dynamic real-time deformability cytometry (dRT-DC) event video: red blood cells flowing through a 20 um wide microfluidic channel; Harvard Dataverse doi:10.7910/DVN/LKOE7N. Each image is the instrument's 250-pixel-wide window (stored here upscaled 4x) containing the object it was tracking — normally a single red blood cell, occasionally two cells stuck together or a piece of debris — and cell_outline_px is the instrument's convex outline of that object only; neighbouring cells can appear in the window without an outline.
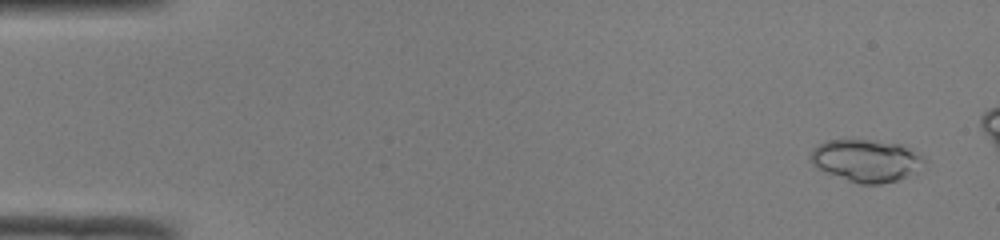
{"species": "common noctule bat (a hibernating species)", "species_latin": "Nyctalus noctula", "temperature_condition": "room temperature", "stored_images_in_passage": 46, "camera_frame_rate_fps": 3000, "um_per_image_px": 0.085, "animal": {"sex": "male", "body_mass_g": 19.0, "forearm_length_mm": 50.8}, "frame": {"image": 1, "passage_image": 3, "time_ms": 0.667, "image_size_px": [1000, 240], "cell_outline_px": [[928, 160], [916, 172], [896, 180], [880, 184], [860, 184], [848, 180], [816, 168], [812, 164], [808, 156], [812, 148], [828, 140], [876, 140], [900, 144], [912, 148], [920, 152]], "centroid_in_image_um": [73.66, 13.63], "position_along_channel_um": 11.3, "area_um2": 28.32}}
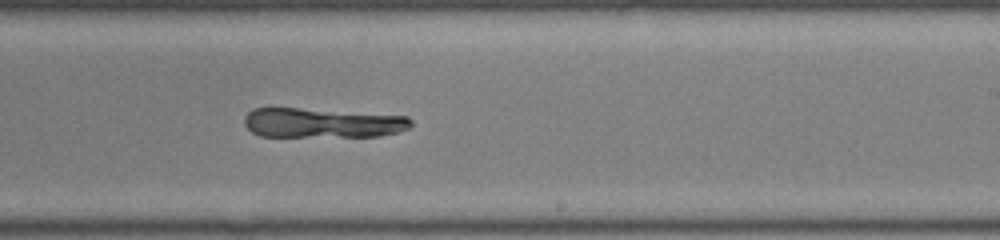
{"frame": {"image": 2, "passage_image": 31, "time_ms": 10.0, "image_size_px": [1000, 240], "cell_outline_px": [[412, 124], [408, 128], [400, 132], [380, 136], [260, 136], [252, 132], [244, 124], [244, 116], [252, 108], [300, 108], [408, 116], [412, 120]], "centroid_in_image_um": [27.39, 10.44], "position_along_channel_um": 261.6, "area_um2": 28.84}}
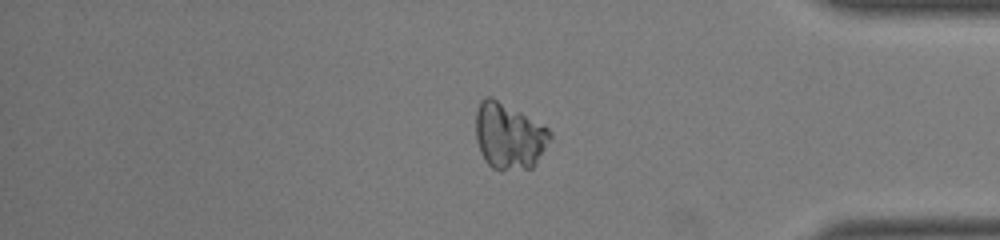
{"frame": {"image": 3, "passage_image": 42, "time_ms": 13.667, "image_size_px": [1000, 240], "cell_outline_px": [[552, 136], [536, 164], [532, 168], [492, 168], [484, 160], [480, 152], [476, 136], [476, 112], [480, 100], [484, 96], [492, 96], [548, 128], [552, 132]], "centroid_in_image_um": [43.25, 11.53], "position_along_channel_um": 392.0, "area_um2": 28.32}}